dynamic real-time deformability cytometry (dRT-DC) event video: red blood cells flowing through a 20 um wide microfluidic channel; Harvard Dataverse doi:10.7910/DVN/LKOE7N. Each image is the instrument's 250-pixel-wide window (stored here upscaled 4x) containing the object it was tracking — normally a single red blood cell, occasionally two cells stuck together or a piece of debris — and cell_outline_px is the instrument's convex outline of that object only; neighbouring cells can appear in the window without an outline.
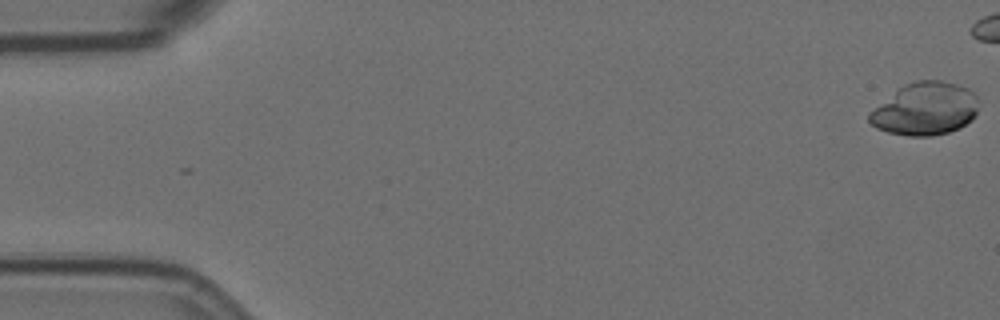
{"species": "Egyptian fruit bat (a non-hibernating species)", "species_latin": "Rousettus aegyptiacus", "temperature_condition": "room temperature", "stored_images_in_passage": 21, "camera_frame_rate_fps": 3000, "um_per_image_px": 0.085, "animal": {"sex": "female"}, "frame": {"image": 1, "passage_image": 1, "time_ms": 0.0, "image_size_px": [1000, 320], "cell_outline_px": [[976, 112], [972, 120], [960, 128], [948, 132], [932, 136], [908, 136], [888, 132], [876, 128], [868, 120], [868, 112], [896, 88], [904, 84], [916, 80], [940, 80], [956, 84], [968, 88], [976, 96]], "centroid_in_image_um": [78.59, 9.25], "position_along_channel_um": 6.4, "area_um2": 33.81}}